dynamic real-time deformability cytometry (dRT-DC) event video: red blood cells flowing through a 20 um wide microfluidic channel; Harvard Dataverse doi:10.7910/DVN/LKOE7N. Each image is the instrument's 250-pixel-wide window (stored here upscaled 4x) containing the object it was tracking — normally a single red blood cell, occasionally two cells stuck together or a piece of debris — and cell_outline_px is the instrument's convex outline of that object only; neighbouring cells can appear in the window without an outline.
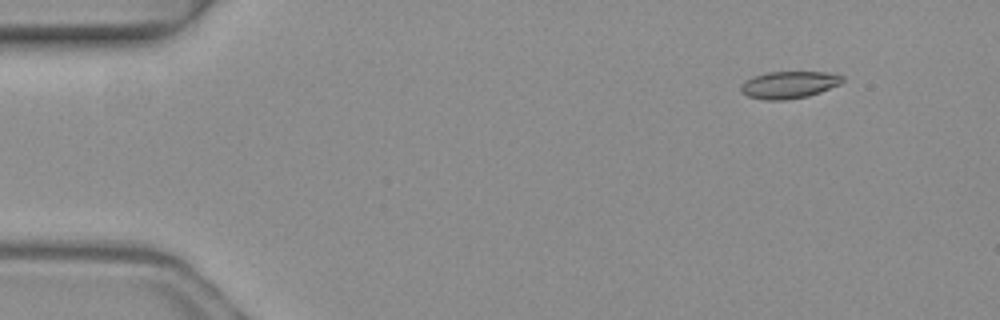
{"species": "common noctule bat (a hibernating species)", "species_latin": "Nyctalus noctula", "temperature_condition": "warm", "stored_images_in_passage": 6, "camera_frame_rate_fps": 3000, "um_per_image_px": 0.085, "animal": {"sex": "female", "body_mass_g": 19.3, "forearm_length_mm": 54.1}, "frame": {"image": 1, "passage_image": 2, "time_ms": 0.333, "image_size_px": [1000, 320], "cell_outline_px": [[844, 80], [840, 84], [820, 92], [808, 96], [784, 100], [764, 100], [748, 96], [740, 92], [740, 84], [744, 80], [752, 76], [768, 72], [828, 72], [844, 76]], "centroid_in_image_um": [67.03, 7.2], "position_along_channel_um": 18.0, "area_um2": 16.24}}